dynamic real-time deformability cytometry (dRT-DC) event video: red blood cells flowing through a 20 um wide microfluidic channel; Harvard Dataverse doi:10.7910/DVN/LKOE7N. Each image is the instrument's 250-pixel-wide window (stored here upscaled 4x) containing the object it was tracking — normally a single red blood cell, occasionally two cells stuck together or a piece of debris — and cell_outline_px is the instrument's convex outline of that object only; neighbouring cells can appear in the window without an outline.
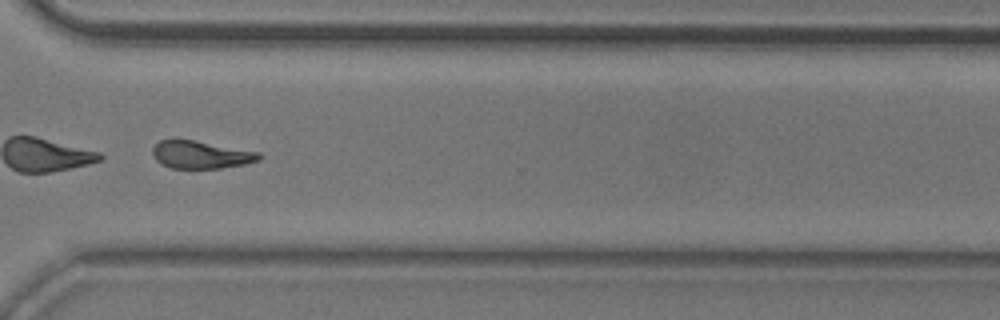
{"species": "common noctule bat (a hibernating species)", "species_latin": "Nyctalus noctula", "temperature_condition": "room temperature", "stored_images_in_passage": 45, "camera_frame_rate_fps": 3000, "um_per_image_px": 0.085, "animal": {"sex": "male", "body_mass_g": 20.5, "forearm_length_mm": 52.5}, "frame": {"image": 1, "passage_image": 32, "time_ms": 10.333, "image_size_px": [1000, 320], "cell_outline_px": [[260, 156], [256, 160], [240, 164], [220, 168], [172, 168], [164, 164], [152, 152], [156, 144], [160, 140], [192, 140], [256, 152]], "centroid_in_image_um": [17.03, 13.15], "position_along_channel_um": 353.6, "area_um2": 16.13}, "authors_computed_cell_mechanics": {"area_um2": 16.473, "velocity_mm_per_s": 3.7106, "shape_relaxation_time_tau1_ms": 5.548, "shape_relaxation_time_tau2_ms": 5.1514, "deformation_change_tau1": 0.1877, "deformation_change_tau2": 0.1558}}